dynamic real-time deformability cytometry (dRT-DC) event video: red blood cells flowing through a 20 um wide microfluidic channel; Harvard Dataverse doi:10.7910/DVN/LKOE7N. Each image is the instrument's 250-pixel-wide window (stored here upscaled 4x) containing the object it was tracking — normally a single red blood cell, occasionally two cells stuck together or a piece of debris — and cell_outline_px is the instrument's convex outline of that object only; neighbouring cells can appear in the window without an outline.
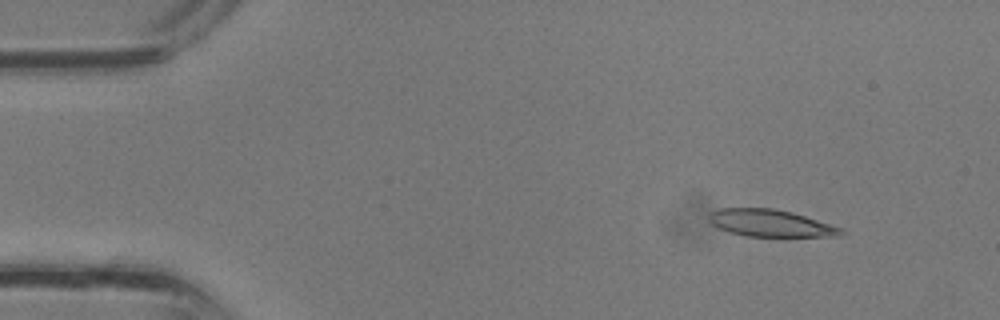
{"species": "common noctule bat (a hibernating species)", "species_latin": "Nyctalus noctula", "temperature_condition": "room temperature", "stored_images_in_passage": 33, "camera_frame_rate_fps": 3000, "um_per_image_px": 0.085, "animal": {"sex": "male", "body_mass_g": 13.3}, "frame": {"image": 1, "passage_image": 2, "time_ms": 0.333, "image_size_px": [1000, 320], "cell_outline_px": [[844, 232], [840, 236], [788, 240], [744, 236], [728, 232], [712, 224], [708, 220], [708, 212], [720, 208], [772, 208], [792, 212], [844, 228]], "centroid_in_image_um": [65.58, 19.04], "position_along_channel_um": 19.4, "area_um2": 22.31}}
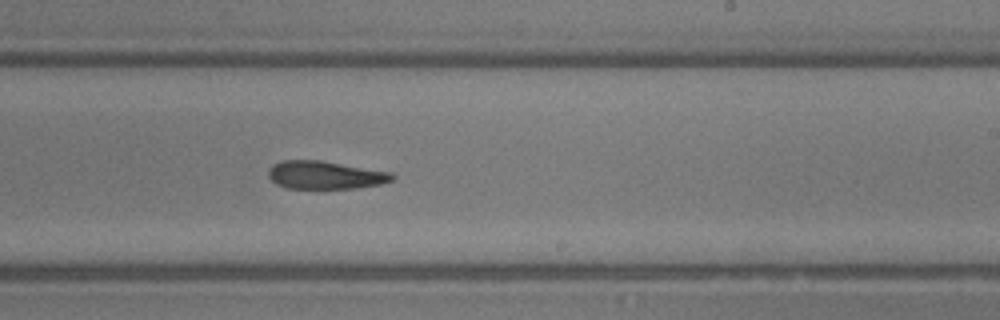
{"frame": {"image": 2, "passage_image": 19, "time_ms": 6.0, "image_size_px": [1000, 320], "cell_outline_px": [[396, 176], [392, 180], [380, 184], [356, 188], [288, 188], [276, 184], [268, 176], [268, 168], [272, 164], [280, 160], [320, 160], [392, 172]], "centroid_in_image_um": [27.62, 14.87], "position_along_channel_um": 261.4, "area_um2": 20.29}}
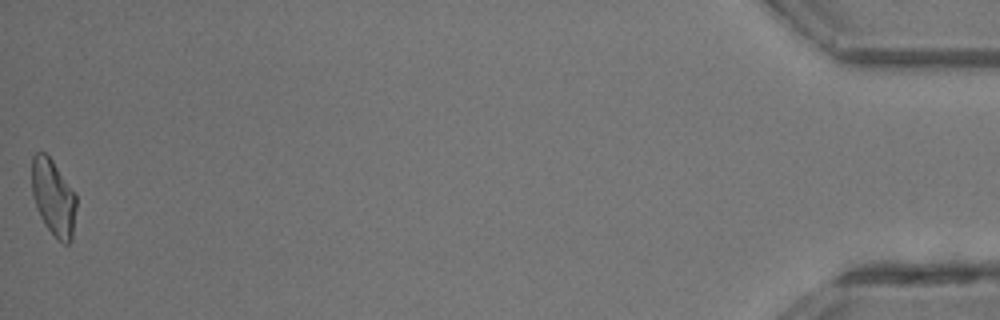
{"frame": {"image": 3, "passage_image": 33, "time_ms": 10.667, "image_size_px": [1000, 320], "cell_outline_px": [[76, 208], [72, 240], [68, 244], [64, 244], [44, 224], [36, 208], [32, 196], [32, 156], [36, 152], [44, 152], [52, 160], [76, 192]], "centroid_in_image_um": [4.54, 16.77], "position_along_channel_um": 430.7, "area_um2": 19.88}}